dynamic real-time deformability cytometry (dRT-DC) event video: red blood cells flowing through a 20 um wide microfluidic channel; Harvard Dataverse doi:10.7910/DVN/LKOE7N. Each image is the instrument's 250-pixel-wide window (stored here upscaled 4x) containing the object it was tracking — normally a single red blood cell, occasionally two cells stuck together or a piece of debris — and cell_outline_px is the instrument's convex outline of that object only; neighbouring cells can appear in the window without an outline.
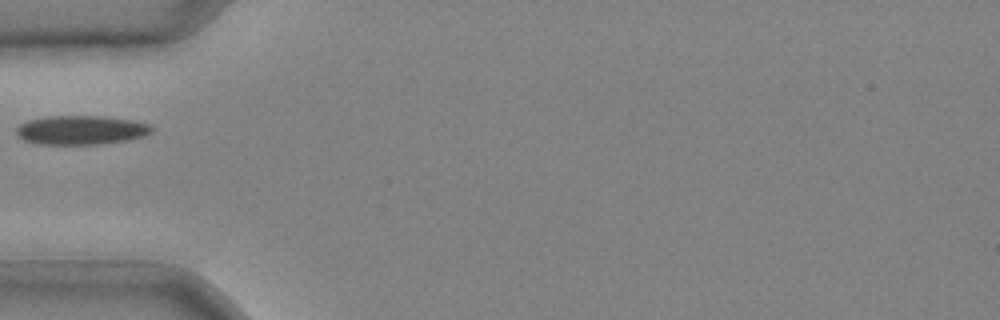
{"species": "common noctule bat (a hibernating species)", "species_latin": "Nyctalus noctula", "temperature_condition": "cold", "stored_images_in_passage": 25, "camera_frame_rate_fps": 3000, "um_per_image_px": 0.085, "animal": {"sex": "male", "body_mass_g": 20.4}, "frame": {"image": 1, "passage_image": 1, "time_ms": 0.0, "image_size_px": [1000, 320], "cell_outline_px": [[156, 128], [152, 132], [144, 136], [128, 140], [100, 144], [36, 144], [24, 140], [16, 136], [16, 128], [20, 124], [28, 120], [48, 116], [104, 116], [132, 120], [152, 124]], "centroid_in_image_um": [6.92, 11.05], "position_along_channel_um": 78.1, "area_um2": 23.24}}
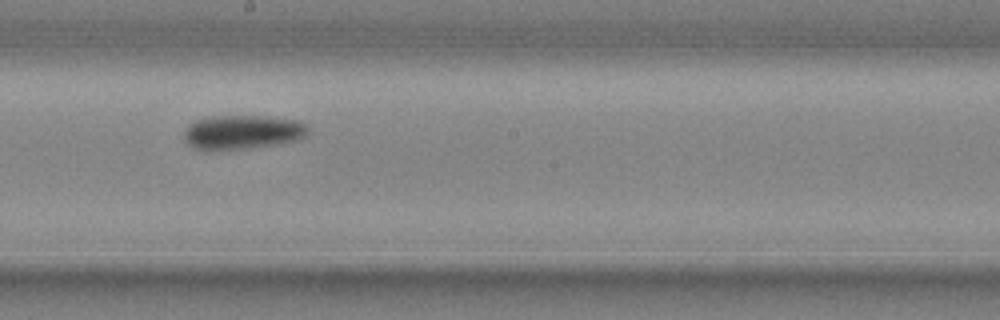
{"frame": {"image": 2, "passage_image": 11, "time_ms": 3.333, "image_size_px": [1000, 320], "cell_outline_px": [[308, 136], [300, 140], [276, 144], [248, 148], [216, 152], [208, 152], [196, 148], [188, 144], [184, 140], [184, 132], [188, 124], [196, 120], [212, 116], [268, 116], [300, 120], [308, 128]], "centroid_in_image_um": [20.6, 11.25], "position_along_channel_um": 227.6, "area_um2": 25.37}}
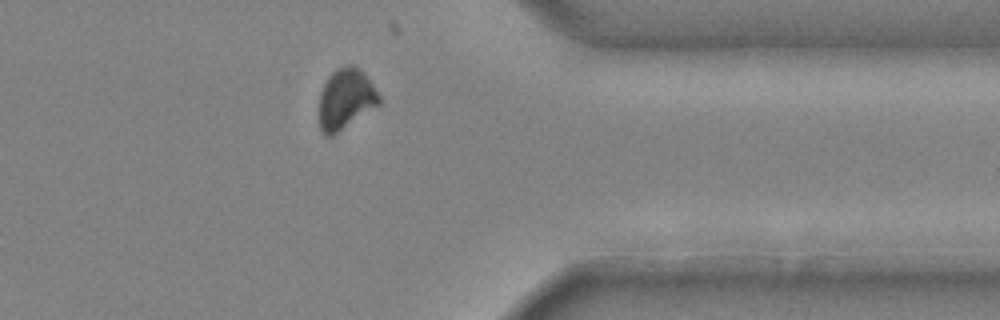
{"frame": {"image": 3, "passage_image": 22, "time_ms": 7.0, "image_size_px": [1000, 320], "cell_outline_px": [[380, 104], [332, 136], [324, 136], [320, 128], [320, 92], [328, 76], [336, 68], [348, 64], [352, 64], [360, 68], [364, 72], [380, 96]], "centroid_in_image_um": [29.38, 8.39], "position_along_channel_um": 382.0, "area_um2": 21.15}}